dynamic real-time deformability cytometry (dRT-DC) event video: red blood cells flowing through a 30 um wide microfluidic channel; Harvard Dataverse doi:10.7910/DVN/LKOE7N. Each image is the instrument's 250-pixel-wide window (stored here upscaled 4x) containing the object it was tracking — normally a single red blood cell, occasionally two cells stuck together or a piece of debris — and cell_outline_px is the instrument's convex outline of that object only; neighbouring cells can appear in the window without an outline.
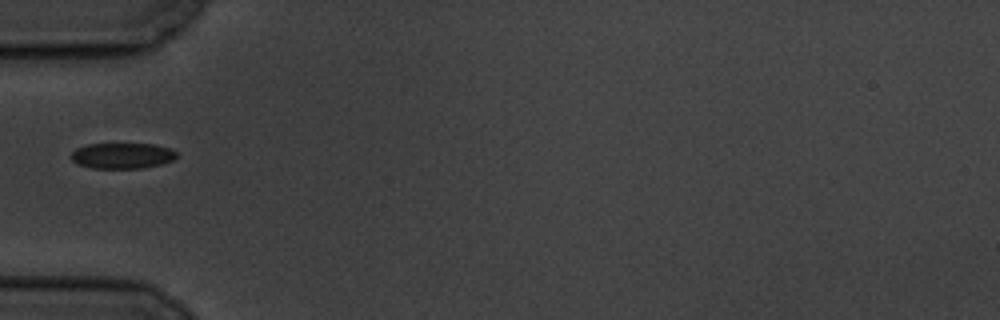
{"species": "common noctule bat (a hibernating species)", "species_latin": "Nyctalus noctula", "temperature_condition": "cold", "stored_images_in_passage": 11, "camera_frame_rate_fps": 3000, "um_per_image_px": 0.085, "animal": {"sex": "male", "body_mass_g": 19.5, "forearm_length_mm": 54.6}, "frame": {"image": 1, "passage_image": 1, "time_ms": 0.0, "image_size_px": [1000, 320], "cell_outline_px": [[176, 156], [172, 160], [160, 164], [140, 168], [92, 168], [76, 164], [68, 156], [76, 148], [84, 144], [156, 144], [168, 148], [176, 152]], "centroid_in_image_um": [10.31, 13.23], "position_along_channel_um": 74.7, "area_um2": 15.84}}
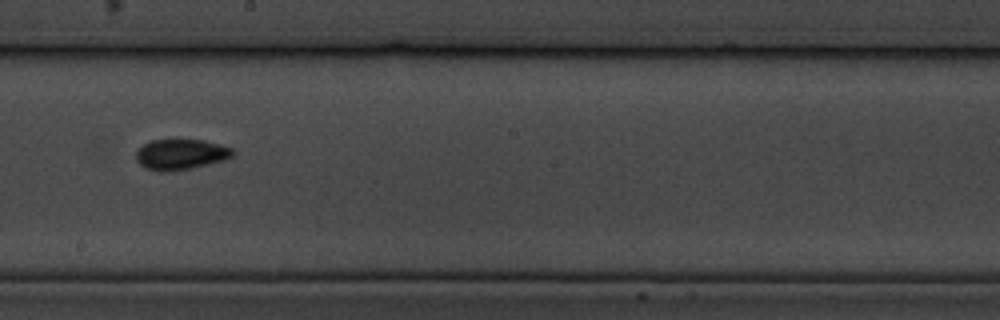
{"frame": {"image": 2, "passage_image": 5, "time_ms": 4.667, "image_size_px": [1000, 320], "cell_outline_px": [[236, 152], [232, 156], [224, 160], [192, 168], [160, 172], [144, 168], [136, 160], [136, 152], [144, 144], [152, 140], [204, 140], [220, 144], [232, 148]], "centroid_in_image_um": [15.37, 13.12], "position_along_channel_um": 232.8, "area_um2": 17.17}}
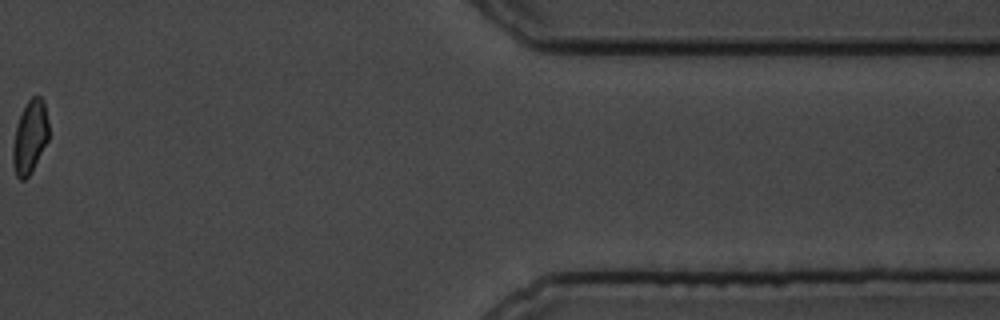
{"frame": {"image": 3, "passage_image": 10, "time_ms": 11.333, "image_size_px": [1000, 320], "cell_outline_px": [[48, 140], [28, 176], [24, 180], [20, 180], [16, 176], [12, 164], [12, 148], [16, 124], [28, 100], [32, 96], [40, 96], [44, 100], [48, 120]], "centroid_in_image_um": [2.53, 11.63], "position_along_channel_um": 408.9, "area_um2": 15.2}}